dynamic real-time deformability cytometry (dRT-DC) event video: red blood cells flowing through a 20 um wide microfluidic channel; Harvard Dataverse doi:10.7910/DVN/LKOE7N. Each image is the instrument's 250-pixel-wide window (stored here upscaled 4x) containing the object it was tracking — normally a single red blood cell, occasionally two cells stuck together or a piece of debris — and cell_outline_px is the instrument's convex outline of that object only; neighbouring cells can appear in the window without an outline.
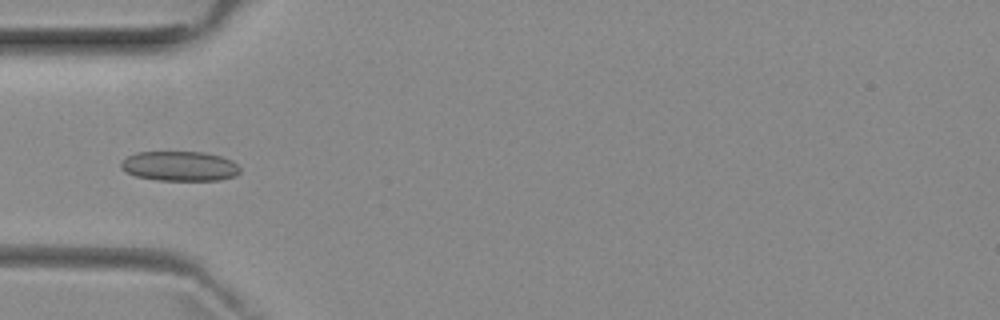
{"species": "common noctule bat (a hibernating species)", "species_latin": "Nyctalus noctula", "temperature_condition": "room temperature", "stored_images_in_passage": 6, "camera_frame_rate_fps": 3000, "um_per_image_px": 0.085, "animal": {"sex": "female", "body_mass_g": 29.2, "forearm_length_mm": 56.3}, "frame": {"image": 1, "passage_image": 5, "time_ms": 4.667, "image_size_px": [1000, 320], "cell_outline_px": [[240, 172], [236, 176], [220, 180], [156, 180], [136, 176], [124, 172], [120, 168], [120, 160], [136, 152], [204, 152], [220, 156], [232, 160], [240, 168]], "centroid_in_image_um": [15.24, 14.12], "position_along_channel_um": 69.8, "area_um2": 20.87}}
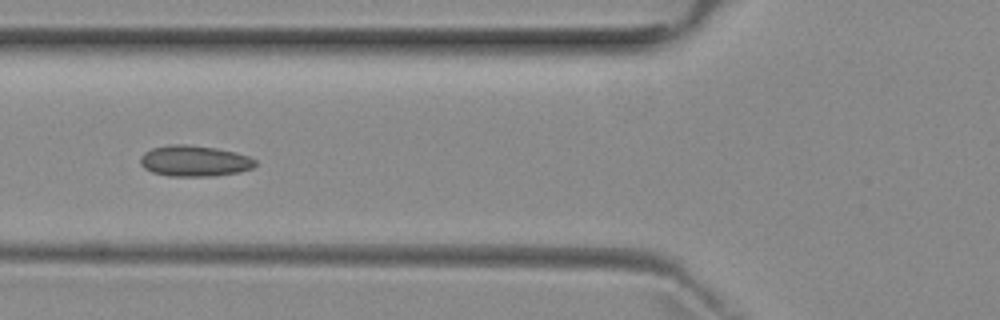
{"frame": {"image": 2, "passage_image": 6, "time_ms": 5.667, "image_size_px": [1000, 320], "cell_outline_px": [[256, 164], [252, 168], [240, 172], [216, 176], [168, 176], [152, 172], [144, 168], [140, 164], [140, 156], [144, 152], [152, 148], [168, 144], [188, 144], [216, 148], [236, 152], [248, 156], [256, 160]], "centroid_in_image_um": [16.51, 13.68], "position_along_channel_um": 109.3, "area_um2": 20.98}}